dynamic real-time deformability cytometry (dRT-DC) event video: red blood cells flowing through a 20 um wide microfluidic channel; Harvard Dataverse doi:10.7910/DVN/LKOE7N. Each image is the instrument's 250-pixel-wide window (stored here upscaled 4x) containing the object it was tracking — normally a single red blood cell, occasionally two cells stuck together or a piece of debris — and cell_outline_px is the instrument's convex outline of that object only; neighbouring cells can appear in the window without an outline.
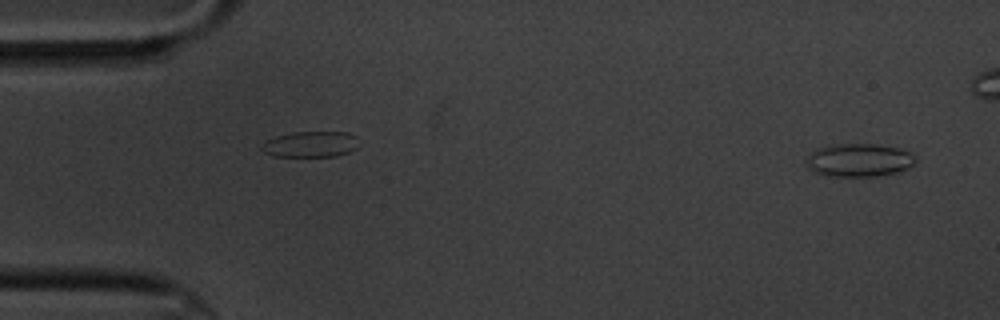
{"species": "common noctule bat (a hibernating species)", "species_latin": "Nyctalus noctula", "temperature_condition": "cold", "stored_images_in_passage": 6, "segment_of_instrument_passage": [1, 2], "camera_frame_rate_fps": 3000, "um_per_image_px": 0.085, "animal": {"sex": "male", "body_mass_g": 20.1, "forearm_length_mm": 53.5}, "frame": {"image": 1, "passage_image": 1, "time_ms": 0.0, "image_size_px": [1000, 320], "cell_outline_px": [[916, 160], [908, 168], [896, 172], [876, 176], [828, 176], [816, 172], [808, 168], [804, 164], [804, 160], [816, 148], [832, 144], [876, 144], [900, 148], [908, 152]], "centroid_in_image_um": [72.95, 13.6], "position_along_channel_um": 12.0, "area_um2": 21.1}}
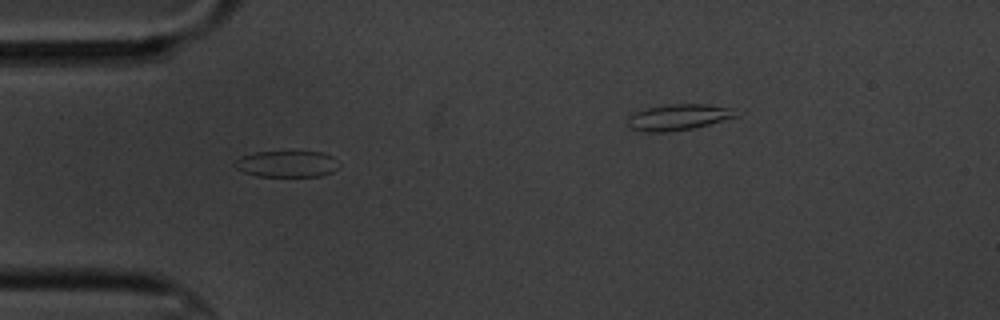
{"frame": {"image": 2, "passage_image": 4, "time_ms": 4.667, "image_size_px": [1000, 320], "cell_outline_px": [[340, 168], [332, 172], [320, 176], [256, 176], [244, 172], [236, 168], [232, 164], [240, 156], [256, 152], [324, 152], [332, 156], [340, 164]], "centroid_in_image_um": [24.4, 13.93], "position_along_channel_um": 60.6, "area_um2": 16.13}}
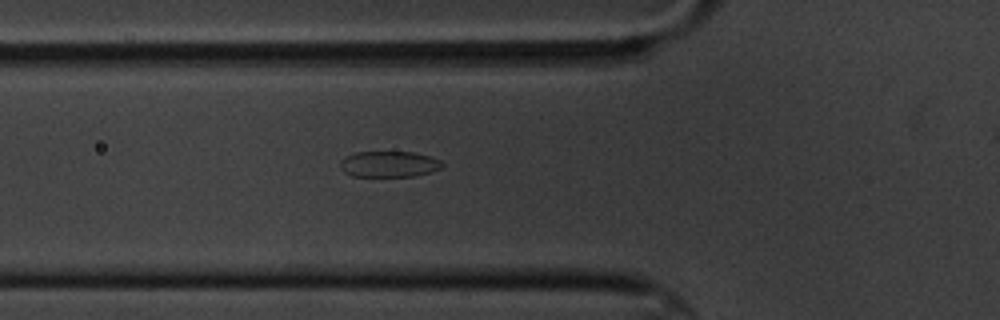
{"frame": {"image": 3, "passage_image": 5, "time_ms": 5.667, "image_size_px": [1000, 320], "cell_outline_px": [[444, 164], [440, 168], [416, 176], [352, 176], [344, 172], [340, 168], [340, 160], [344, 156], [356, 152], [412, 152], [432, 156], [440, 160]], "centroid_in_image_um": [33.04, 13.94], "position_along_channel_um": 92.8, "area_um2": 15.49}}